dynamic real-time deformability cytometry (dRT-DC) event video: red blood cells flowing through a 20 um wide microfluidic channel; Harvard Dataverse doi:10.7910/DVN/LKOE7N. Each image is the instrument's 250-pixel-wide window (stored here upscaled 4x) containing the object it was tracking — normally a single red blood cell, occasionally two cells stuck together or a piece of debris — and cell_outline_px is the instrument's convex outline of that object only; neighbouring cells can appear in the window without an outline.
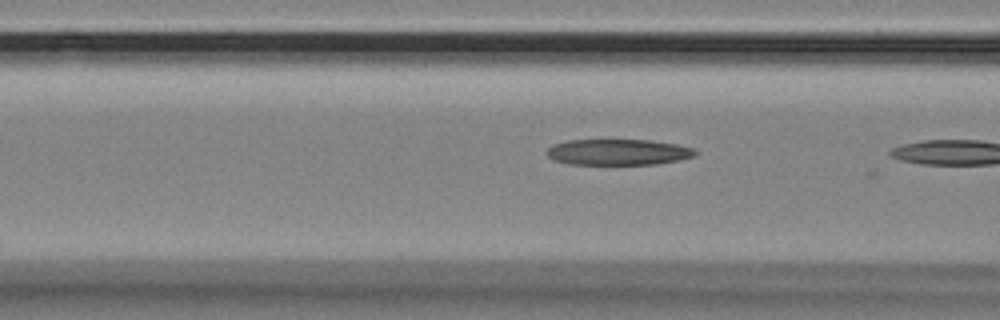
{"species": "Egyptian fruit bat (a non-hibernating species)", "species_latin": "Rousettus aegyptiacus", "temperature_condition": "room temperature", "stored_images_in_passage": 11, "camera_frame_rate_fps": 3000, "um_per_image_px": 0.085, "animal": {"sex": "female"}, "frame": {"image": 1, "passage_image": 10, "time_ms": 3.0, "image_size_px": [1000, 320], "cell_outline_px": [[696, 156], [680, 160], [656, 164], [568, 164], [552, 160], [548, 156], [548, 148], [552, 144], [568, 140], [648, 140], [676, 144], [696, 148]], "centroid_in_image_um": [52.56, 12.93], "position_along_channel_um": 114.0, "area_um2": 22.54}}